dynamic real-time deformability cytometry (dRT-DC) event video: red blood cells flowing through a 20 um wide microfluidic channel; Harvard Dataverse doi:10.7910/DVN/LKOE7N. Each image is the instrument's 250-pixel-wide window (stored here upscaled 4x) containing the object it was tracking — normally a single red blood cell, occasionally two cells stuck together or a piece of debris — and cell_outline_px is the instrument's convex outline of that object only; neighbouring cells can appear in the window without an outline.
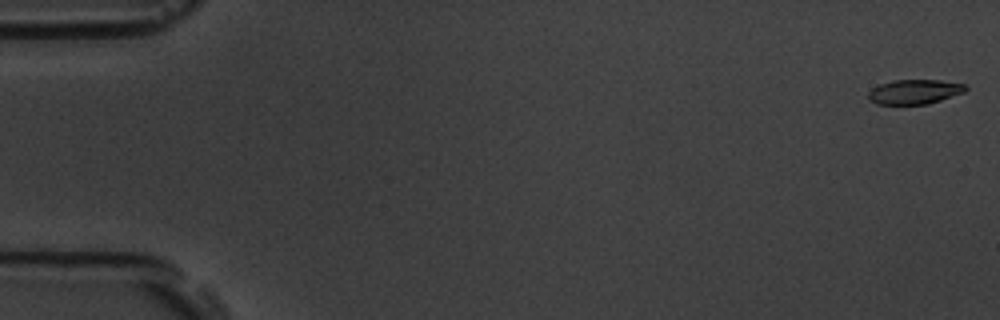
{"species": "common noctule bat (a hibernating species)", "species_latin": "Nyctalus noctula", "temperature_condition": "room temperature", "stored_images_in_passage": 57, "camera_frame_rate_fps": 3000, "um_per_image_px": 0.085, "animal": {"sex": "male", "body_mass_g": 19.5, "forearm_length_mm": 54.6}, "frame": {"image": 1, "passage_image": 1, "time_ms": 0.0, "image_size_px": [1000, 320], "cell_outline_px": [[968, 88], [964, 92], [928, 104], [876, 104], [868, 100], [868, 92], [872, 88], [880, 84], [892, 80], [940, 80], [964, 84]], "centroid_in_image_um": [77.7, 7.8], "position_along_channel_um": 7.3, "area_um2": 13.93}}
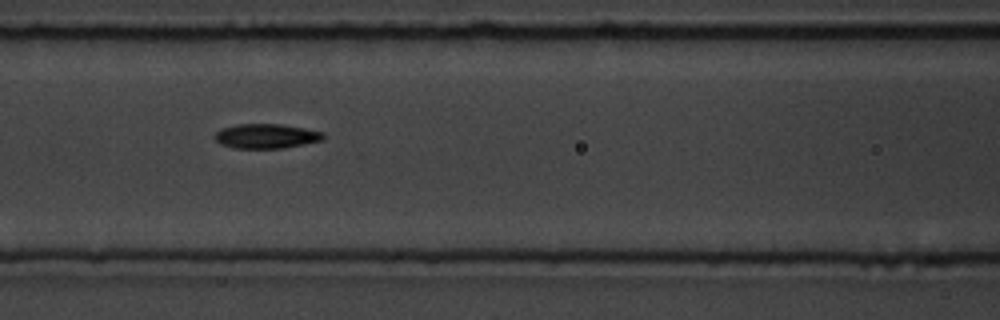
{"frame": {"image": 2, "passage_image": 25, "time_ms": 8.0, "image_size_px": [1000, 320], "cell_outline_px": [[328, 136], [324, 140], [284, 148], [236, 148], [220, 144], [216, 140], [216, 132], [220, 128], [236, 124], [280, 124], [304, 128], [324, 132]], "centroid_in_image_um": [22.68, 11.56], "position_along_channel_um": 143.9, "area_um2": 15.66}}
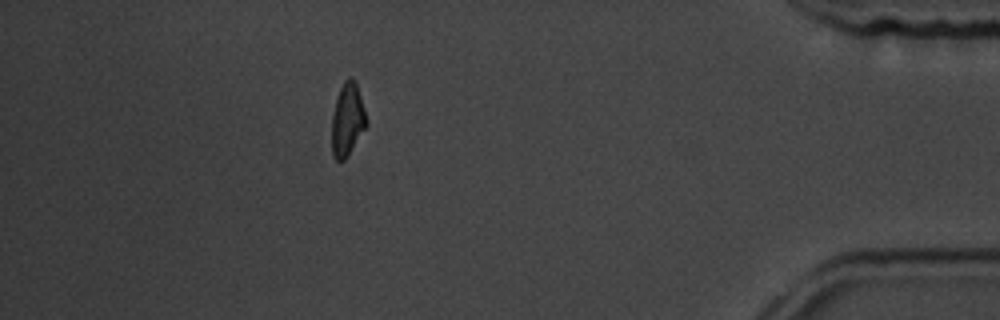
{"frame": {"image": 3, "passage_image": 51, "time_ms": 16.667, "image_size_px": [1000, 320], "cell_outline_px": [[368, 124], [344, 160], [340, 164], [332, 156], [332, 116], [336, 100], [340, 88], [344, 80], [348, 76], [352, 76], [356, 80], [368, 120]], "centroid_in_image_um": [29.54, 10.14], "position_along_channel_um": 405.7, "area_um2": 14.91}, "authors_computed_cell_mechanics": {"area_um2": 15.028, "velocity_mm_per_s": 3.5842, "shape_relaxation_time_tau1_ms": 4.1363, "shape_relaxation_time_tau2_ms": 4.2927, "deformation_change_tau1": 0.1383, "deformation_change_tau2": 0.1157}}